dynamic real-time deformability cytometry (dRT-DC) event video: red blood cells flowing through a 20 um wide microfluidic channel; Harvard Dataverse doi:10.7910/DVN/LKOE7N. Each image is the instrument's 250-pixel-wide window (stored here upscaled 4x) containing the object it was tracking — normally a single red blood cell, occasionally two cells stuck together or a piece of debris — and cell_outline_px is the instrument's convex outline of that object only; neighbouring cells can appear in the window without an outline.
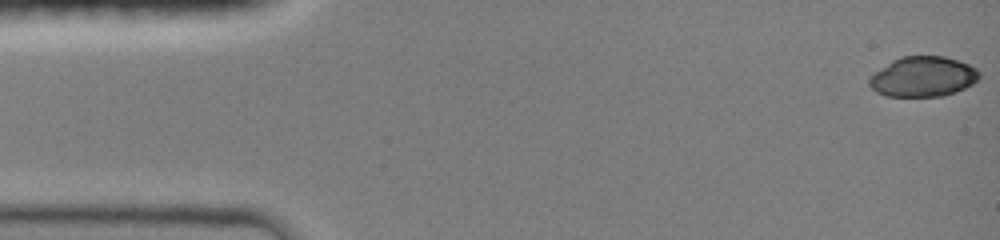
{"species": "common noctule bat (a hibernating species)", "species_latin": "Nyctalus noctula", "temperature_condition": "room temperature", "stored_images_in_passage": 38, "camera_frame_rate_fps": 3000, "um_per_image_px": 0.085, "animal": {"sex": "female", "body_mass_g": 19.0, "forearm_length_mm": 51.5}, "frame": {"image": 1, "passage_image": 1, "time_ms": 0.0, "image_size_px": [1000, 240], "cell_outline_px": [[980, 76], [972, 84], [956, 92], [944, 96], [884, 96], [876, 92], [868, 84], [868, 80], [876, 72], [892, 60], [900, 56], [944, 56], [968, 64], [976, 68], [980, 72]], "centroid_in_image_um": [78.46, 6.52], "position_along_channel_um": 6.5, "area_um2": 25.66}}
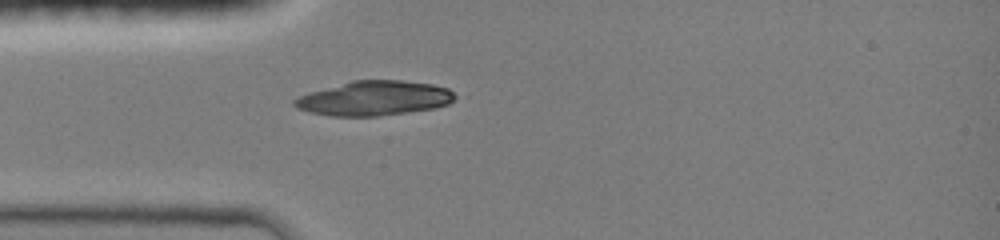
{"frame": {"image": 2, "passage_image": 16, "time_ms": 4.0, "image_size_px": [1000, 240], "cell_outline_px": [[456, 96], [448, 104], [432, 108], [376, 116], [332, 116], [308, 112], [296, 108], [292, 104], [292, 100], [300, 96], [312, 92], [352, 80], [400, 80], [432, 84], [448, 88]], "centroid_in_image_um": [31.77, 8.35], "position_along_channel_um": 53.2, "area_um2": 31.96}}
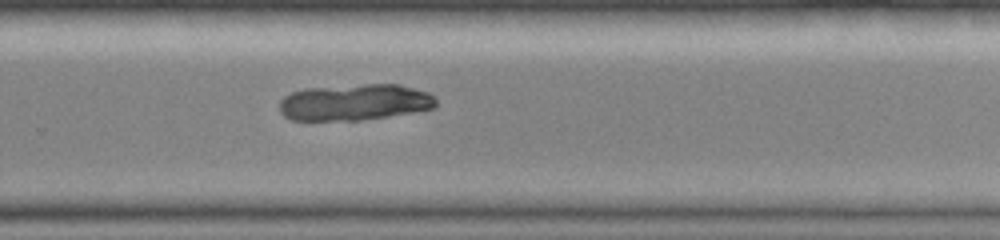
{"frame": {"image": 3, "passage_image": 38, "time_ms": 10.0, "image_size_px": [1000, 240], "cell_outline_px": [[436, 108], [388, 116], [360, 120], [292, 120], [284, 116], [280, 112], [280, 100], [284, 96], [292, 92], [304, 88], [364, 84], [400, 84], [428, 92], [436, 100]], "centroid_in_image_um": [30.13, 8.68], "position_along_channel_um": 299.7, "area_um2": 33.23}}